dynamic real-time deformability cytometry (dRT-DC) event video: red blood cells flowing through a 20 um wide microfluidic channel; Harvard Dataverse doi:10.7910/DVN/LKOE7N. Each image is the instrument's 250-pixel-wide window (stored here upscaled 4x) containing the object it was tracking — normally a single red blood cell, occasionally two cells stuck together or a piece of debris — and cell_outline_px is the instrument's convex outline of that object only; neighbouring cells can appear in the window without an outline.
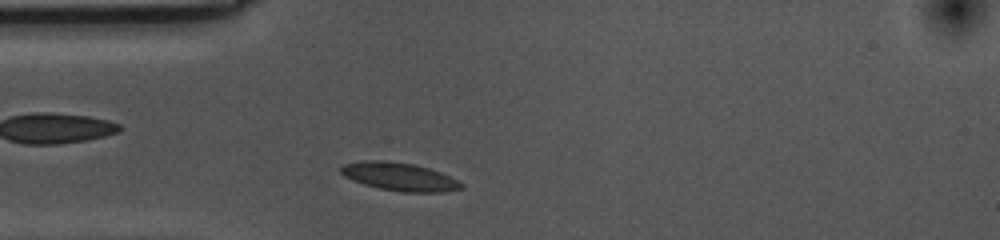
{"species": "common noctule bat (a hibernating species)", "species_latin": "Nyctalus noctula", "temperature_condition": "cold", "stored_images_in_passage": 41, "camera_frame_rate_fps": 3000, "um_per_image_px": 0.085, "animal": {"sex": "female", "body_mass_g": 10.0, "forearm_length_mm": 53.1}, "frame": {"image": 1, "passage_image": 3, "time_ms": 0.667, "image_size_px": [1000, 240], "cell_outline_px": [[464, 188], [440, 192], [404, 192], [380, 188], [364, 184], [352, 180], [344, 176], [340, 172], [340, 168], [344, 164], [364, 160], [384, 160], [412, 164], [428, 168], [440, 172], [464, 184]], "centroid_in_image_um": [33.93, 15.01], "position_along_channel_um": 51.1, "area_um2": 19.54}}
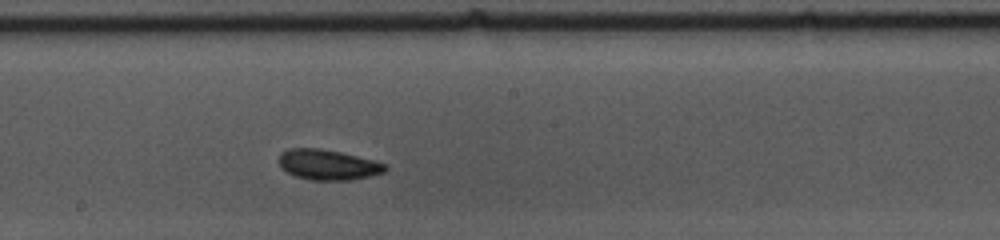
{"frame": {"image": 2, "passage_image": 18, "time_ms": 5.667, "image_size_px": [1000, 240], "cell_outline_px": [[388, 168], [384, 172], [368, 176], [348, 180], [312, 180], [296, 176], [280, 168], [280, 156], [288, 148], [320, 148], [340, 152], [388, 164]], "centroid_in_image_um": [27.89, 14.0], "position_along_channel_um": 220.3, "area_um2": 18.55}}
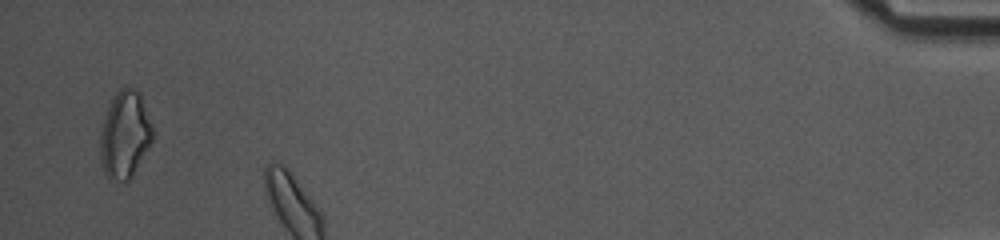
{"frame": {"image": 3, "passage_image": 40, "time_ms": 13.0, "image_size_px": [1000, 240], "cell_outline_px": [[152, 140], [132, 176], [124, 184], [108, 176], [104, 172], [100, 160], [100, 132], [104, 116], [116, 92], [120, 88], [136, 88], [140, 92], [152, 124]], "centroid_in_image_um": [10.6, 11.45], "position_along_channel_um": 424.6, "area_um2": 26.53}, "authors_computed_cell_mechanics": {"area_um2": 18.496, "velocity_mm_per_s": 3.4817, "shape_relaxation_time_tau1_ms": 6.9728, "shape_relaxation_time_tau2_ms": 4.9861, "deformation_change_tau1": 0.1514, "deformation_change_tau2": 0.1002}}